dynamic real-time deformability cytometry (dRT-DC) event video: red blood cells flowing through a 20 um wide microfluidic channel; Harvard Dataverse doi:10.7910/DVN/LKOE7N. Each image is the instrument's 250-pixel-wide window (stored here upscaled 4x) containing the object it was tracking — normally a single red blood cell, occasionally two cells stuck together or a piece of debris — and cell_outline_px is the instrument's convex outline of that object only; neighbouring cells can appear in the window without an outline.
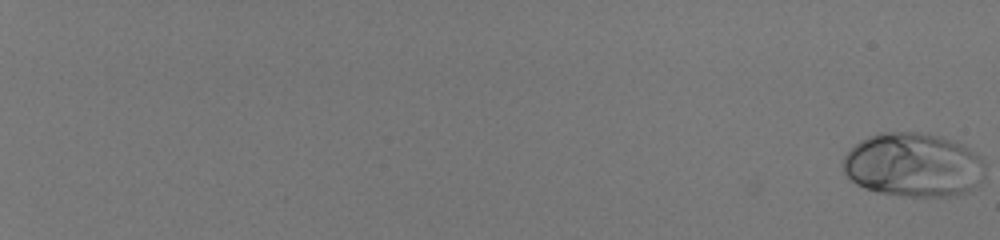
{"species": "human", "species_latin": "Homo sapiens", "temperature_condition": "room temperature", "stored_images_in_passage": 58, "camera_frame_rate_fps": 3000, "um_per_image_px": 0.085, "donor": {"sex": "male"}, "frame": {"image": 1, "passage_image": 1, "time_ms": 0.0, "image_size_px": [1000, 240], "cell_outline_px": [[984, 180], [968, 192], [956, 196], [908, 196], [876, 192], [864, 188], [856, 184], [844, 172], [844, 156], [848, 148], [860, 140], [880, 132], [916, 132], [940, 136], [956, 140], [976, 152], [984, 160]], "centroid_in_image_um": [77.67, 14.02], "position_along_channel_um": 7.3, "area_um2": 53.64}}
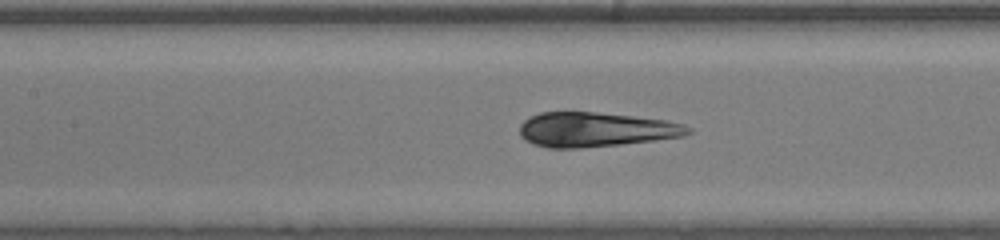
{"frame": {"image": 2, "passage_image": 34, "time_ms": 11.0, "image_size_px": [1000, 240], "cell_outline_px": [[692, 132], [684, 136], [620, 144], [580, 148], [548, 148], [524, 140], [520, 136], [520, 124], [528, 116], [540, 112], [596, 112], [668, 120], [684, 124], [692, 128]], "centroid_in_image_um": [50.62, 11.0], "position_along_channel_um": 156.8, "area_um2": 33.99}}
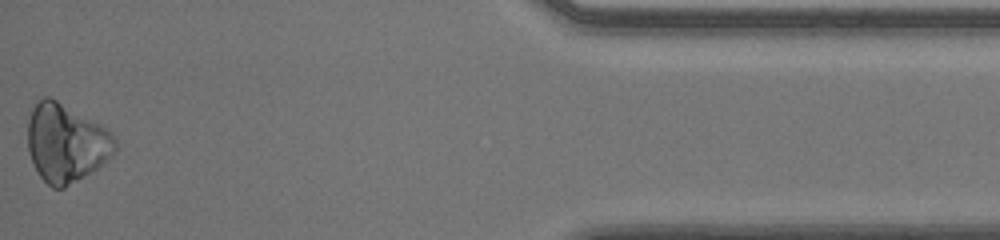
{"frame": {"image": 3, "passage_image": 58, "time_ms": 19.0, "image_size_px": [1000, 240], "cell_outline_px": [[116, 148], [92, 172], [64, 188], [52, 188], [40, 176], [28, 152], [28, 120], [32, 108], [44, 96], [48, 96], [56, 100], [108, 128], [116, 140]], "centroid_in_image_um": [5.59, 12.15], "position_along_channel_um": 429.6, "area_um2": 39.3}, "authors_computed_cell_mechanics": {"area_um2": 38.2347, "velocity_mm_per_s": 4.067, "shape_relaxation_time_tau1_ms": 3.3988, "shape_relaxation_time_tau2_ms": 1.6993, "deformation_change_tau1": 0.1289, "deformation_change_tau2": 0.0988}}